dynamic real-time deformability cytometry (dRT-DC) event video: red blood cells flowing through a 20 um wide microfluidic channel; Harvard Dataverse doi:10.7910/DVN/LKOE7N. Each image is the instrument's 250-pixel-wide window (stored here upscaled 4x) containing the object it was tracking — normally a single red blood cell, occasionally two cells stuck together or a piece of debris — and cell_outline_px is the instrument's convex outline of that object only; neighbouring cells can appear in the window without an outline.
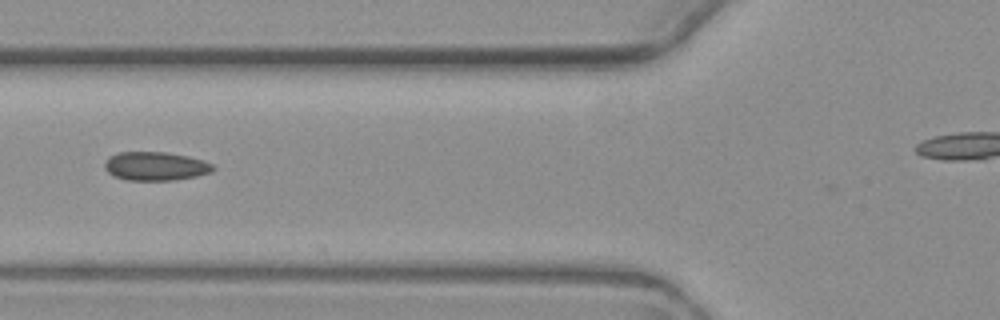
{"species": "common noctule bat (a hibernating species)", "species_latin": "Nyctalus noctula", "temperature_condition": "warm", "stored_images_in_passage": 4, "camera_frame_rate_fps": 3000, "um_per_image_px": 0.085, "animal": {"sex": "female", "body_mass_g": 19.3, "forearm_length_mm": 54.1}, "frame": {"image": 1, "passage_image": 2, "time_ms": 1.333, "image_size_px": [1000, 320], "cell_outline_px": [[216, 168], [212, 172], [196, 176], [172, 180], [128, 180], [116, 176], [108, 172], [104, 168], [104, 160], [108, 156], [116, 152], [168, 152], [188, 156], [204, 160], [212, 164]], "centroid_in_image_um": [13.21, 14.11], "position_along_channel_um": 112.6, "area_um2": 18.26}}
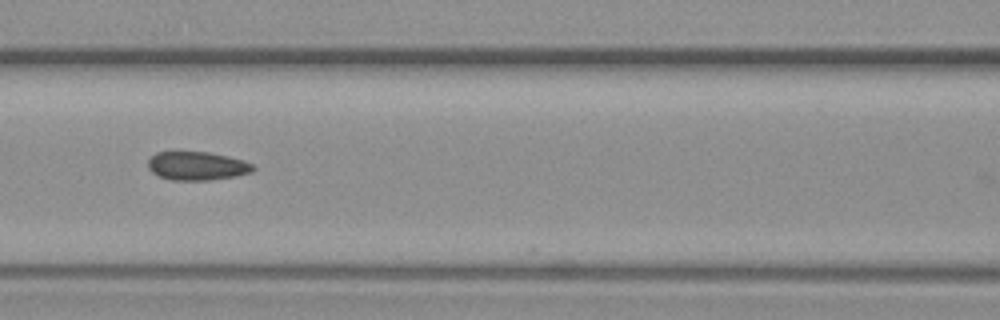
{"frame": {"image": 2, "passage_image": 3, "time_ms": 2.333, "image_size_px": [1000, 320], "cell_outline_px": [[256, 168], [252, 172], [236, 176], [208, 180], [172, 180], [160, 176], [152, 172], [148, 168], [148, 160], [156, 152], [208, 152], [228, 156], [244, 160], [252, 164]], "centroid_in_image_um": [16.77, 14.1], "position_along_channel_um": 149.8, "area_um2": 17.46}}
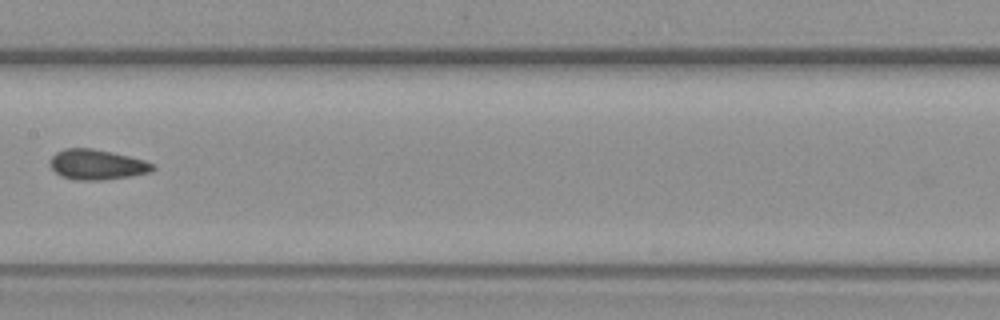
{"frame": {"image": 3, "passage_image": 4, "time_ms": 3.667, "image_size_px": [1000, 320], "cell_outline_px": [[156, 168], [152, 172], [132, 176], [104, 180], [72, 180], [60, 176], [48, 164], [48, 160], [56, 152], [64, 148], [92, 148], [112, 152], [144, 160], [156, 164]], "centroid_in_image_um": [8.24, 14.0], "position_along_channel_um": 199.2, "area_um2": 18.44}}